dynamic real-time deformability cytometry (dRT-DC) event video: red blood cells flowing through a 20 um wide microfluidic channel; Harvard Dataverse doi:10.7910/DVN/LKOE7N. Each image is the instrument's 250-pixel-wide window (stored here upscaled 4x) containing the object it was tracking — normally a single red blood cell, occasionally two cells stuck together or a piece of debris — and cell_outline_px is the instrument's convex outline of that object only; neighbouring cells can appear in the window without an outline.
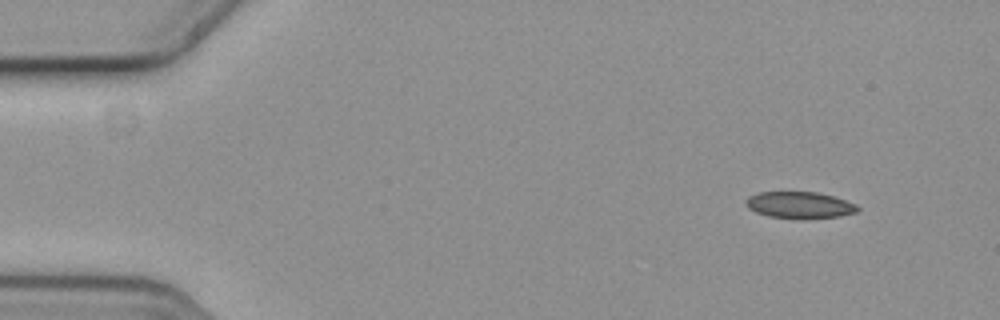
{"species": "common noctule bat (a hibernating species)", "species_latin": "Nyctalus noctula", "temperature_condition": "cold", "stored_images_in_passage": 14, "camera_frame_rate_fps": 3000, "um_per_image_px": 0.085, "animal": {"sex": "female", "body_mass_g": 19.3, "forearm_length_mm": 54.1}, "frame": {"image": 1, "passage_image": 1, "time_ms": 0.0, "image_size_px": [1000, 320], "cell_outline_px": [[860, 208], [856, 212], [840, 216], [804, 220], [800, 220], [768, 216], [756, 212], [748, 208], [744, 200], [748, 196], [760, 192], [816, 192], [832, 196], [856, 204]], "centroid_in_image_um": [67.95, 17.45], "position_along_channel_um": 17.1, "area_um2": 17.57}}